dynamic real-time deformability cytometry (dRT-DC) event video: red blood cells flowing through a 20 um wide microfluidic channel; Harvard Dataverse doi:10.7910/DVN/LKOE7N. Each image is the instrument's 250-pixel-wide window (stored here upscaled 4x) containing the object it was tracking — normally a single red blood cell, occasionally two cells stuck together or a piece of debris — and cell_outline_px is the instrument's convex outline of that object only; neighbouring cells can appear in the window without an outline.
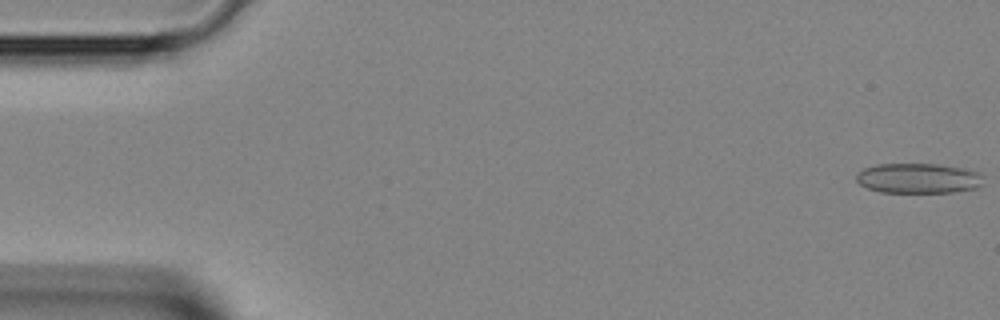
{"species": "Egyptian fruit bat (a non-hibernating species)", "species_latin": "Rousettus aegyptiacus", "temperature_condition": "room temperature", "stored_images_in_passage": 43, "camera_frame_rate_fps": 3000, "um_per_image_px": 0.085, "animal": {"sex": "female"}, "frame": {"image": 1, "passage_image": 1, "time_ms": 0.0, "image_size_px": [1000, 320], "cell_outline_px": [[984, 176], [980, 184], [976, 188], [952, 192], [880, 192], [868, 188], [860, 184], [856, 180], [856, 172], [864, 168], [876, 164], [936, 164], [964, 168], [976, 172]], "centroid_in_image_um": [78.02, 15.15], "position_along_channel_um": 7.0, "area_um2": 22.2}}
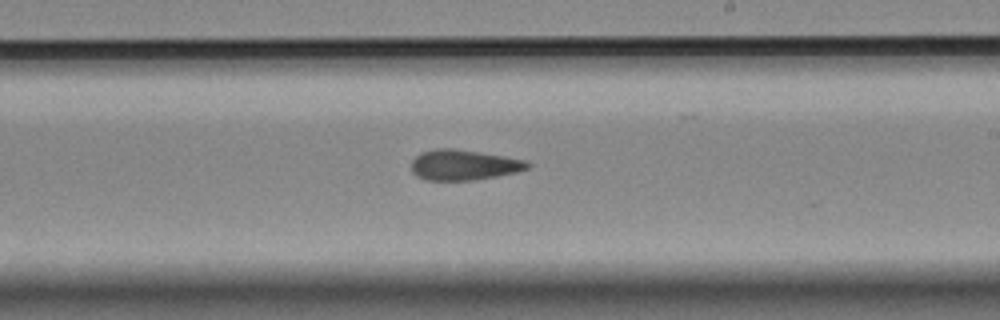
{"frame": {"image": 2, "passage_image": 25, "time_ms": 8.0, "image_size_px": [1000, 320], "cell_outline_px": [[532, 164], [528, 168], [516, 172], [496, 176], [472, 180], [424, 180], [416, 176], [412, 172], [412, 160], [420, 152], [436, 148], [452, 148], [504, 156], [524, 160]], "centroid_in_image_um": [39.38, 14.02], "position_along_channel_um": 249.6, "area_um2": 20.52}}
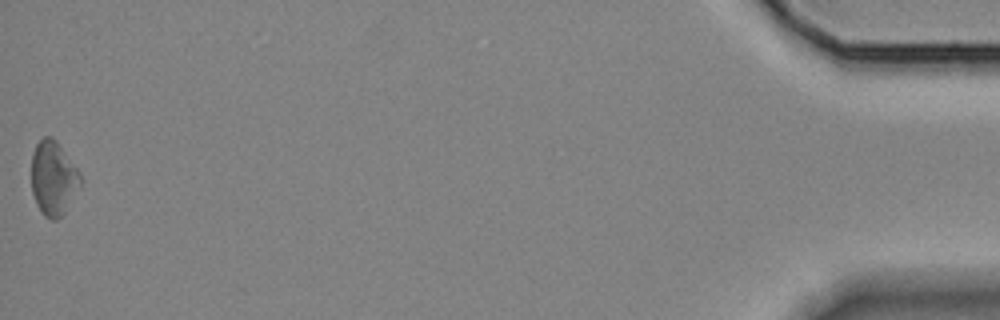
{"frame": {"image": 3, "passage_image": 43, "time_ms": 14.0, "image_size_px": [1000, 320], "cell_outline_px": [[80, 188], [64, 212], [56, 220], [52, 220], [44, 216], [40, 212], [36, 204], [32, 192], [32, 156], [36, 144], [44, 136], [52, 136], [56, 140], [80, 172]], "centroid_in_image_um": [4.53, 15.15], "position_along_channel_um": 430.7, "area_um2": 21.15}}